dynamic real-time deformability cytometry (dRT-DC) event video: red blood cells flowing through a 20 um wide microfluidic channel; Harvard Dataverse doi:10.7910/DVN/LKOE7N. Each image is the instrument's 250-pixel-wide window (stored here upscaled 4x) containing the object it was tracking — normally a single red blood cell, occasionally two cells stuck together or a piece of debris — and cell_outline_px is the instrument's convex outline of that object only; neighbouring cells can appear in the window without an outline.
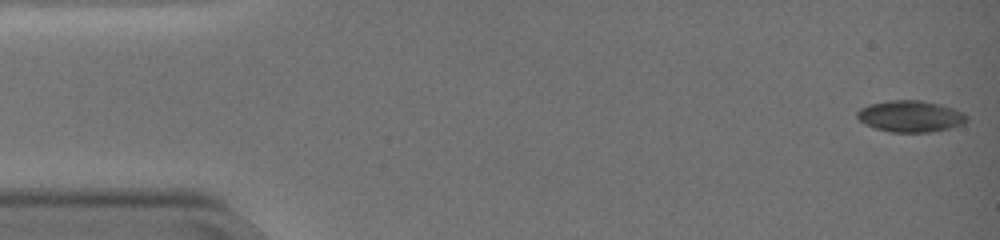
{"species": "common noctule bat (a hibernating species)", "species_latin": "Nyctalus noctula", "temperature_condition": "warm", "stored_images_in_passage": 16, "camera_frame_rate_fps": 3000, "um_per_image_px": 0.085, "animal": {"sex": "female", "body_mass_g": 19.0, "forearm_length_mm": 51.5}, "frame": {"image": 1, "passage_image": 1, "time_ms": 0.0, "image_size_px": [1000, 240], "cell_outline_px": [[968, 120], [964, 124], [932, 132], [892, 132], [876, 128], [864, 124], [856, 116], [856, 112], [860, 108], [868, 104], [888, 100], [920, 100], [940, 104], [964, 112], [968, 116]], "centroid_in_image_um": [77.39, 9.87], "position_along_channel_um": 7.6, "area_um2": 20.23}}
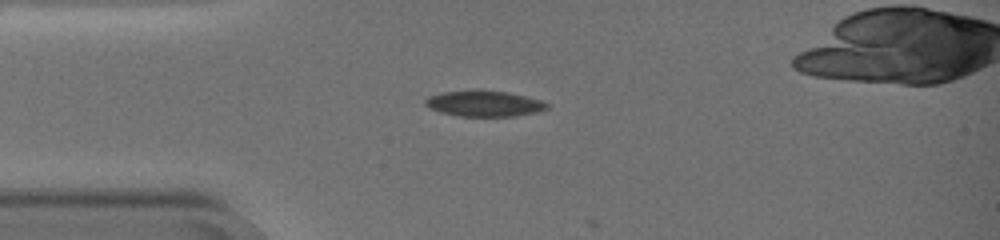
{"frame": {"image": 2, "passage_image": 15, "time_ms": 4.667, "image_size_px": [1000, 240], "cell_outline_px": [[548, 108], [536, 112], [516, 116], [456, 116], [440, 112], [428, 108], [424, 104], [424, 100], [428, 96], [440, 92], [472, 88], [484, 88], [508, 92], [540, 100], [548, 104]], "centroid_in_image_um": [41.07, 8.77], "position_along_channel_um": 43.9, "area_um2": 18.96}}